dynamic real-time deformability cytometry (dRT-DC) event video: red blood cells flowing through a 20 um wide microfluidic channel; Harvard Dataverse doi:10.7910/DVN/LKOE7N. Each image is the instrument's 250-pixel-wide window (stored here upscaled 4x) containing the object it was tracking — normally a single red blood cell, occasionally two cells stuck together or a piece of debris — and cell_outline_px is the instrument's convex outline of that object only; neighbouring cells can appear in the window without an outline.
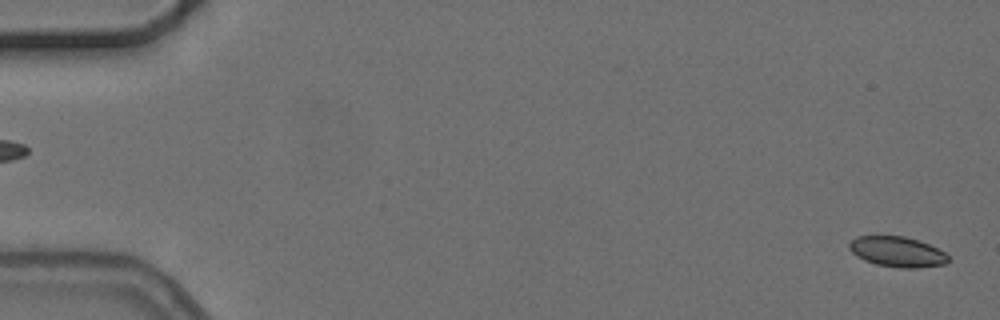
{"species": "common noctule bat (a hibernating species)", "species_latin": "Nyctalus noctula", "temperature_condition": "cold", "stored_images_in_passage": 5, "segment_of_instrument_passage": [2, 2], "camera_frame_rate_fps": 3000, "um_per_image_px": 0.085, "animal": {"sex": "female", "body_mass_g": 24.6, "forearm_length_mm": 56.2}, "frame": {"image": 1, "passage_image": 5, "time_ms": 5.333, "image_size_px": [1000, 320], "cell_outline_px": [[948, 260], [944, 264], [916, 268], [900, 268], [876, 264], [864, 260], [856, 256], [848, 248], [848, 244], [856, 236], [904, 236], [928, 244], [944, 252], [948, 256]], "centroid_in_image_um": [76.22, 21.4], "position_along_channel_um": 8.8, "area_um2": 17.34}}